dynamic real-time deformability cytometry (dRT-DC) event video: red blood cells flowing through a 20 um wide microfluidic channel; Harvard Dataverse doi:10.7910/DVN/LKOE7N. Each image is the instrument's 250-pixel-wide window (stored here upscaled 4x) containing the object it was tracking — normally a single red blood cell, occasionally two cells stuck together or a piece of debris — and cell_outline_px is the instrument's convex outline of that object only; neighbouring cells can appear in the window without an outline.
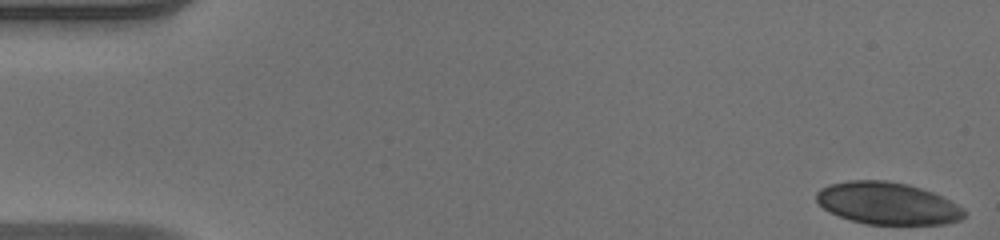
{"species": "human", "species_latin": "Homo sapiens", "temperature_condition": "warm", "stored_images_in_passage": 49, "camera_frame_rate_fps": 3000, "um_per_image_px": 0.085, "donor": {"sex": "male"}, "frame": {"image": 1, "passage_image": 1, "time_ms": 0.0, "image_size_px": [1000, 240], "cell_outline_px": [[968, 212], [960, 220], [944, 224], [864, 224], [840, 216], [824, 208], [816, 200], [816, 192], [820, 188], [828, 184], [848, 180], [888, 180], [908, 184], [932, 192], [964, 208]], "centroid_in_image_um": [75.43, 17.28], "position_along_channel_um": 9.6, "area_um2": 36.3}}
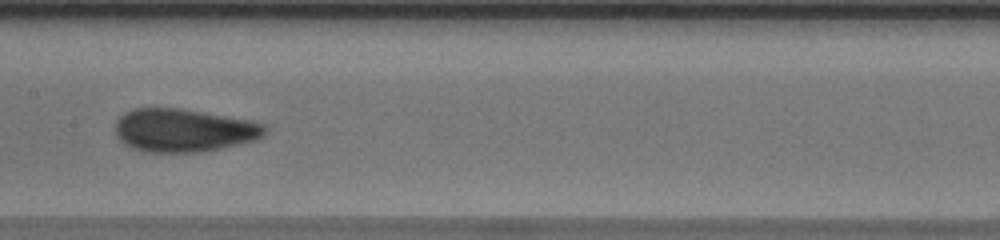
{"frame": {"image": 2, "passage_image": 25, "time_ms": 8.0, "image_size_px": [1000, 240], "cell_outline_px": [[268, 132], [264, 136], [256, 140], [204, 152], [144, 152], [132, 148], [124, 144], [116, 136], [116, 120], [124, 112], [132, 108], [180, 108], [252, 120], [264, 124], [268, 128]], "centroid_in_image_um": [15.64, 11.07], "position_along_channel_um": 191.8, "area_um2": 38.09}}
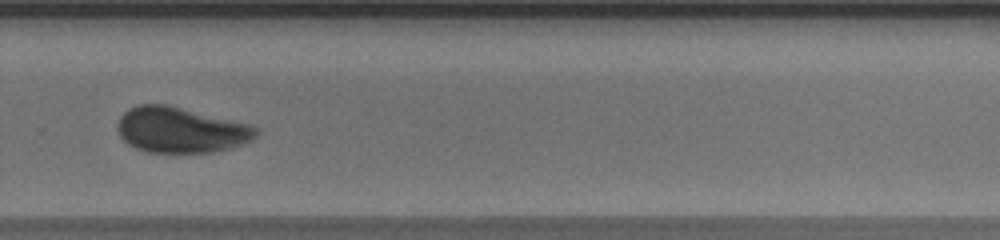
{"frame": {"image": 3, "passage_image": 34, "time_ms": 11.0, "image_size_px": [1000, 240], "cell_outline_px": [[260, 132], [252, 140], [216, 152], [148, 152], [136, 148], [128, 144], [120, 136], [116, 128], [116, 124], [120, 116], [128, 108], [136, 104], [164, 104], [248, 124], [260, 128]], "centroid_in_image_um": [15.32, 11.05], "position_along_channel_um": 314.5, "area_um2": 36.65}, "authors_computed_cell_mechanics": {"area_um2": 37.3388, "velocity_mm_per_s": 4.0957, "shape_relaxation_time_tau1_ms": 8.403, "shape_relaxation_time_tau2_ms": 0.8778, "deformation_change_tau1": 0.1591, "deformation_change_tau2": 0.0473}}